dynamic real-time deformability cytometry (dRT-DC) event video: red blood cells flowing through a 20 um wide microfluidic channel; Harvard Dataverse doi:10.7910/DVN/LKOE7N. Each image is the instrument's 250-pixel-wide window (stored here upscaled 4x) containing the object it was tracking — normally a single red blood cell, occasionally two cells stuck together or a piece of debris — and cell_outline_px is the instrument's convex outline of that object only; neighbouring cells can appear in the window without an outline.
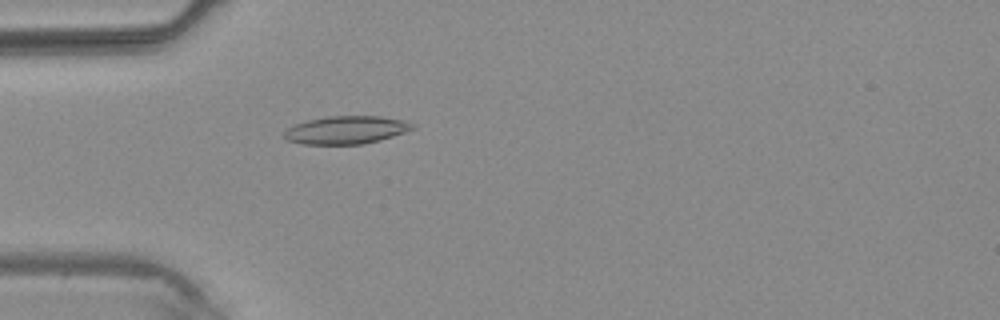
{"species": "common noctule bat (a hibernating species)", "species_latin": "Nyctalus noctula", "temperature_condition": "warm", "stored_images_in_passage": 4, "camera_frame_rate_fps": 3000, "um_per_image_px": 0.085, "animal": {"sex": "male", "body_mass_g": 20.4}, "frame": {"image": 1, "passage_image": 4, "time_ms": 3.667, "image_size_px": [1000, 320], "cell_outline_px": [[416, 128], [380, 140], [364, 144], [304, 144], [288, 140], [284, 136], [284, 132], [288, 128], [296, 124], [308, 120], [328, 116], [380, 116], [404, 120], [416, 124]], "centroid_in_image_um": [29.47, 11.04], "position_along_channel_um": 55.5, "area_um2": 20.81}}